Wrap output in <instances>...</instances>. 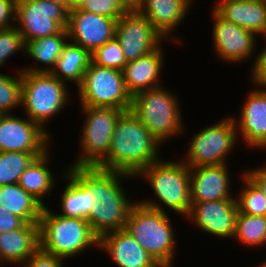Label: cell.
<instances>
[{"label": "cell", "mask_w": 266, "mask_h": 267, "mask_svg": "<svg viewBox=\"0 0 266 267\" xmlns=\"http://www.w3.org/2000/svg\"><path fill=\"white\" fill-rule=\"evenodd\" d=\"M66 168L95 196L96 204L90 208L87 216L95 235L100 238L106 233L125 229L129 211L135 200L133 202L128 198L121 181L131 178L133 180L135 177L98 167Z\"/></svg>", "instance_id": "cell-1"}, {"label": "cell", "mask_w": 266, "mask_h": 267, "mask_svg": "<svg viewBox=\"0 0 266 267\" xmlns=\"http://www.w3.org/2000/svg\"><path fill=\"white\" fill-rule=\"evenodd\" d=\"M160 145L131 110L125 111L114 128L108 155L96 167L136 177L161 160Z\"/></svg>", "instance_id": "cell-2"}, {"label": "cell", "mask_w": 266, "mask_h": 267, "mask_svg": "<svg viewBox=\"0 0 266 267\" xmlns=\"http://www.w3.org/2000/svg\"><path fill=\"white\" fill-rule=\"evenodd\" d=\"M139 178L148 182L158 199L157 202L152 198L139 200L141 204L158 211L171 209L178 215L188 216L191 209L190 168L182 160H159L135 177Z\"/></svg>", "instance_id": "cell-3"}, {"label": "cell", "mask_w": 266, "mask_h": 267, "mask_svg": "<svg viewBox=\"0 0 266 267\" xmlns=\"http://www.w3.org/2000/svg\"><path fill=\"white\" fill-rule=\"evenodd\" d=\"M40 248L63 259L76 257L87 248L97 247L99 238L87 219L55 214L45 206L39 220Z\"/></svg>", "instance_id": "cell-4"}, {"label": "cell", "mask_w": 266, "mask_h": 267, "mask_svg": "<svg viewBox=\"0 0 266 267\" xmlns=\"http://www.w3.org/2000/svg\"><path fill=\"white\" fill-rule=\"evenodd\" d=\"M167 212L147 207L139 201L132 205L125 229L161 267H173L176 242Z\"/></svg>", "instance_id": "cell-5"}, {"label": "cell", "mask_w": 266, "mask_h": 267, "mask_svg": "<svg viewBox=\"0 0 266 267\" xmlns=\"http://www.w3.org/2000/svg\"><path fill=\"white\" fill-rule=\"evenodd\" d=\"M179 102L176 93L160 86L133 95L130 110L142 121L152 136L160 144H164L173 136H180L185 132Z\"/></svg>", "instance_id": "cell-6"}, {"label": "cell", "mask_w": 266, "mask_h": 267, "mask_svg": "<svg viewBox=\"0 0 266 267\" xmlns=\"http://www.w3.org/2000/svg\"><path fill=\"white\" fill-rule=\"evenodd\" d=\"M21 81V106L26 117L48 132L45 125L71 100L67 83L50 72L21 71Z\"/></svg>", "instance_id": "cell-7"}, {"label": "cell", "mask_w": 266, "mask_h": 267, "mask_svg": "<svg viewBox=\"0 0 266 267\" xmlns=\"http://www.w3.org/2000/svg\"><path fill=\"white\" fill-rule=\"evenodd\" d=\"M80 108L85 116L79 142L81 150L68 167H96L108 155L114 128L125 110L88 106Z\"/></svg>", "instance_id": "cell-8"}, {"label": "cell", "mask_w": 266, "mask_h": 267, "mask_svg": "<svg viewBox=\"0 0 266 267\" xmlns=\"http://www.w3.org/2000/svg\"><path fill=\"white\" fill-rule=\"evenodd\" d=\"M76 88L80 106L131 109L132 95L126 88L121 70L91 62Z\"/></svg>", "instance_id": "cell-9"}, {"label": "cell", "mask_w": 266, "mask_h": 267, "mask_svg": "<svg viewBox=\"0 0 266 267\" xmlns=\"http://www.w3.org/2000/svg\"><path fill=\"white\" fill-rule=\"evenodd\" d=\"M237 128L233 116L222 118L190 138L184 159L189 168L228 164V156L238 143ZM235 144V145H234ZM227 157V158H226Z\"/></svg>", "instance_id": "cell-10"}, {"label": "cell", "mask_w": 266, "mask_h": 267, "mask_svg": "<svg viewBox=\"0 0 266 267\" xmlns=\"http://www.w3.org/2000/svg\"><path fill=\"white\" fill-rule=\"evenodd\" d=\"M69 10L48 0H16L15 27L25 44L62 33L68 25Z\"/></svg>", "instance_id": "cell-11"}, {"label": "cell", "mask_w": 266, "mask_h": 267, "mask_svg": "<svg viewBox=\"0 0 266 267\" xmlns=\"http://www.w3.org/2000/svg\"><path fill=\"white\" fill-rule=\"evenodd\" d=\"M115 38L127 62L158 49L162 40L167 41L138 11L126 12L117 20Z\"/></svg>", "instance_id": "cell-12"}, {"label": "cell", "mask_w": 266, "mask_h": 267, "mask_svg": "<svg viewBox=\"0 0 266 267\" xmlns=\"http://www.w3.org/2000/svg\"><path fill=\"white\" fill-rule=\"evenodd\" d=\"M49 133L28 117L5 114L0 120V152L45 153L51 144Z\"/></svg>", "instance_id": "cell-13"}, {"label": "cell", "mask_w": 266, "mask_h": 267, "mask_svg": "<svg viewBox=\"0 0 266 267\" xmlns=\"http://www.w3.org/2000/svg\"><path fill=\"white\" fill-rule=\"evenodd\" d=\"M211 16L212 20L214 19L212 42L218 58L225 63L234 64L247 62V59L252 60L256 47H258L257 35L235 23L224 20L213 9Z\"/></svg>", "instance_id": "cell-14"}, {"label": "cell", "mask_w": 266, "mask_h": 267, "mask_svg": "<svg viewBox=\"0 0 266 267\" xmlns=\"http://www.w3.org/2000/svg\"><path fill=\"white\" fill-rule=\"evenodd\" d=\"M117 19L75 8L69 10L66 27L69 41L91 53L115 38Z\"/></svg>", "instance_id": "cell-15"}, {"label": "cell", "mask_w": 266, "mask_h": 267, "mask_svg": "<svg viewBox=\"0 0 266 267\" xmlns=\"http://www.w3.org/2000/svg\"><path fill=\"white\" fill-rule=\"evenodd\" d=\"M238 207L236 199L191 202L187 216L203 232L222 238H233Z\"/></svg>", "instance_id": "cell-16"}, {"label": "cell", "mask_w": 266, "mask_h": 267, "mask_svg": "<svg viewBox=\"0 0 266 267\" xmlns=\"http://www.w3.org/2000/svg\"><path fill=\"white\" fill-rule=\"evenodd\" d=\"M239 118L233 119L245 145L266 151V91L254 88L245 96Z\"/></svg>", "instance_id": "cell-17"}, {"label": "cell", "mask_w": 266, "mask_h": 267, "mask_svg": "<svg viewBox=\"0 0 266 267\" xmlns=\"http://www.w3.org/2000/svg\"><path fill=\"white\" fill-rule=\"evenodd\" d=\"M228 164L190 168L191 202L235 199Z\"/></svg>", "instance_id": "cell-18"}, {"label": "cell", "mask_w": 266, "mask_h": 267, "mask_svg": "<svg viewBox=\"0 0 266 267\" xmlns=\"http://www.w3.org/2000/svg\"><path fill=\"white\" fill-rule=\"evenodd\" d=\"M98 249L118 267H161L126 229L102 235Z\"/></svg>", "instance_id": "cell-19"}, {"label": "cell", "mask_w": 266, "mask_h": 267, "mask_svg": "<svg viewBox=\"0 0 266 267\" xmlns=\"http://www.w3.org/2000/svg\"><path fill=\"white\" fill-rule=\"evenodd\" d=\"M162 45L136 60L129 61L122 70L128 92L133 96L141 91L154 89L160 86V77L163 71L164 56Z\"/></svg>", "instance_id": "cell-20"}, {"label": "cell", "mask_w": 266, "mask_h": 267, "mask_svg": "<svg viewBox=\"0 0 266 267\" xmlns=\"http://www.w3.org/2000/svg\"><path fill=\"white\" fill-rule=\"evenodd\" d=\"M212 8L224 20L266 36V4L260 0H217Z\"/></svg>", "instance_id": "cell-21"}, {"label": "cell", "mask_w": 266, "mask_h": 267, "mask_svg": "<svg viewBox=\"0 0 266 267\" xmlns=\"http://www.w3.org/2000/svg\"><path fill=\"white\" fill-rule=\"evenodd\" d=\"M193 2L194 0H142L138 12L145 16L165 39L170 40L174 30L188 15Z\"/></svg>", "instance_id": "cell-22"}, {"label": "cell", "mask_w": 266, "mask_h": 267, "mask_svg": "<svg viewBox=\"0 0 266 267\" xmlns=\"http://www.w3.org/2000/svg\"><path fill=\"white\" fill-rule=\"evenodd\" d=\"M40 248L39 224L26 223L22 228L0 233V265L20 267Z\"/></svg>", "instance_id": "cell-23"}, {"label": "cell", "mask_w": 266, "mask_h": 267, "mask_svg": "<svg viewBox=\"0 0 266 267\" xmlns=\"http://www.w3.org/2000/svg\"><path fill=\"white\" fill-rule=\"evenodd\" d=\"M50 149L43 155L36 157L31 164L20 175L18 184L36 198L44 207L47 205L46 198L51 197V193L57 184V179L48 168L50 163ZM56 179V180H55ZM55 184V185H54ZM44 199V200H43Z\"/></svg>", "instance_id": "cell-24"}, {"label": "cell", "mask_w": 266, "mask_h": 267, "mask_svg": "<svg viewBox=\"0 0 266 267\" xmlns=\"http://www.w3.org/2000/svg\"><path fill=\"white\" fill-rule=\"evenodd\" d=\"M91 62L89 50L68 41L50 73L60 81L72 82L78 87Z\"/></svg>", "instance_id": "cell-25"}, {"label": "cell", "mask_w": 266, "mask_h": 267, "mask_svg": "<svg viewBox=\"0 0 266 267\" xmlns=\"http://www.w3.org/2000/svg\"><path fill=\"white\" fill-rule=\"evenodd\" d=\"M0 206L28 224H39L44 206L18 183L0 186Z\"/></svg>", "instance_id": "cell-26"}, {"label": "cell", "mask_w": 266, "mask_h": 267, "mask_svg": "<svg viewBox=\"0 0 266 267\" xmlns=\"http://www.w3.org/2000/svg\"><path fill=\"white\" fill-rule=\"evenodd\" d=\"M68 33L65 29L62 33L52 36L35 39L26 43L25 55L31 59L39 61L43 66L22 67L21 71L27 72H51L55 67L58 57L61 55L64 46L69 41ZM46 66V67H45Z\"/></svg>", "instance_id": "cell-27"}, {"label": "cell", "mask_w": 266, "mask_h": 267, "mask_svg": "<svg viewBox=\"0 0 266 267\" xmlns=\"http://www.w3.org/2000/svg\"><path fill=\"white\" fill-rule=\"evenodd\" d=\"M65 170L63 175L68 184L61 193L60 211L62 213L59 215L87 219L90 208L96 204L95 196L68 169Z\"/></svg>", "instance_id": "cell-28"}, {"label": "cell", "mask_w": 266, "mask_h": 267, "mask_svg": "<svg viewBox=\"0 0 266 267\" xmlns=\"http://www.w3.org/2000/svg\"><path fill=\"white\" fill-rule=\"evenodd\" d=\"M233 239L242 246L263 247L266 244V216L238 212Z\"/></svg>", "instance_id": "cell-29"}, {"label": "cell", "mask_w": 266, "mask_h": 267, "mask_svg": "<svg viewBox=\"0 0 266 267\" xmlns=\"http://www.w3.org/2000/svg\"><path fill=\"white\" fill-rule=\"evenodd\" d=\"M44 153L0 152V186L18 183L31 162Z\"/></svg>", "instance_id": "cell-30"}, {"label": "cell", "mask_w": 266, "mask_h": 267, "mask_svg": "<svg viewBox=\"0 0 266 267\" xmlns=\"http://www.w3.org/2000/svg\"><path fill=\"white\" fill-rule=\"evenodd\" d=\"M240 175L244 187L235 197L238 212L247 215L266 216V198L263 193L244 173Z\"/></svg>", "instance_id": "cell-31"}, {"label": "cell", "mask_w": 266, "mask_h": 267, "mask_svg": "<svg viewBox=\"0 0 266 267\" xmlns=\"http://www.w3.org/2000/svg\"><path fill=\"white\" fill-rule=\"evenodd\" d=\"M17 74L14 77L0 73V110L4 114H11L14 108L21 107V69Z\"/></svg>", "instance_id": "cell-32"}, {"label": "cell", "mask_w": 266, "mask_h": 267, "mask_svg": "<svg viewBox=\"0 0 266 267\" xmlns=\"http://www.w3.org/2000/svg\"><path fill=\"white\" fill-rule=\"evenodd\" d=\"M92 63L108 68L123 70L128 63L116 38L96 48L92 53Z\"/></svg>", "instance_id": "cell-33"}, {"label": "cell", "mask_w": 266, "mask_h": 267, "mask_svg": "<svg viewBox=\"0 0 266 267\" xmlns=\"http://www.w3.org/2000/svg\"><path fill=\"white\" fill-rule=\"evenodd\" d=\"M26 44L15 26L0 29V66H5L8 59L16 52L24 53Z\"/></svg>", "instance_id": "cell-34"}, {"label": "cell", "mask_w": 266, "mask_h": 267, "mask_svg": "<svg viewBox=\"0 0 266 267\" xmlns=\"http://www.w3.org/2000/svg\"><path fill=\"white\" fill-rule=\"evenodd\" d=\"M79 9L117 20L127 12L118 0H85Z\"/></svg>", "instance_id": "cell-35"}, {"label": "cell", "mask_w": 266, "mask_h": 267, "mask_svg": "<svg viewBox=\"0 0 266 267\" xmlns=\"http://www.w3.org/2000/svg\"><path fill=\"white\" fill-rule=\"evenodd\" d=\"M254 58L250 70L252 72H249V74H251L250 81L254 83L253 85L254 87L256 86L255 88L266 91V43L265 47H261V50Z\"/></svg>", "instance_id": "cell-36"}, {"label": "cell", "mask_w": 266, "mask_h": 267, "mask_svg": "<svg viewBox=\"0 0 266 267\" xmlns=\"http://www.w3.org/2000/svg\"><path fill=\"white\" fill-rule=\"evenodd\" d=\"M65 259L47 253L39 248L24 263L23 267H63Z\"/></svg>", "instance_id": "cell-37"}, {"label": "cell", "mask_w": 266, "mask_h": 267, "mask_svg": "<svg viewBox=\"0 0 266 267\" xmlns=\"http://www.w3.org/2000/svg\"><path fill=\"white\" fill-rule=\"evenodd\" d=\"M15 13L16 0H0V29L15 26V23L12 22L15 21Z\"/></svg>", "instance_id": "cell-38"}, {"label": "cell", "mask_w": 266, "mask_h": 267, "mask_svg": "<svg viewBox=\"0 0 266 267\" xmlns=\"http://www.w3.org/2000/svg\"><path fill=\"white\" fill-rule=\"evenodd\" d=\"M26 222L0 206V233L22 228Z\"/></svg>", "instance_id": "cell-39"}, {"label": "cell", "mask_w": 266, "mask_h": 267, "mask_svg": "<svg viewBox=\"0 0 266 267\" xmlns=\"http://www.w3.org/2000/svg\"><path fill=\"white\" fill-rule=\"evenodd\" d=\"M243 173L260 189L266 198V164L259 168L245 170Z\"/></svg>", "instance_id": "cell-40"}, {"label": "cell", "mask_w": 266, "mask_h": 267, "mask_svg": "<svg viewBox=\"0 0 266 267\" xmlns=\"http://www.w3.org/2000/svg\"><path fill=\"white\" fill-rule=\"evenodd\" d=\"M121 6L127 11H138L142 0H118Z\"/></svg>", "instance_id": "cell-41"}, {"label": "cell", "mask_w": 266, "mask_h": 267, "mask_svg": "<svg viewBox=\"0 0 266 267\" xmlns=\"http://www.w3.org/2000/svg\"><path fill=\"white\" fill-rule=\"evenodd\" d=\"M85 0H67V9L72 10L79 8Z\"/></svg>", "instance_id": "cell-42"}, {"label": "cell", "mask_w": 266, "mask_h": 267, "mask_svg": "<svg viewBox=\"0 0 266 267\" xmlns=\"http://www.w3.org/2000/svg\"><path fill=\"white\" fill-rule=\"evenodd\" d=\"M48 1L60 4V5H64L67 8V0H48Z\"/></svg>", "instance_id": "cell-43"}, {"label": "cell", "mask_w": 266, "mask_h": 267, "mask_svg": "<svg viewBox=\"0 0 266 267\" xmlns=\"http://www.w3.org/2000/svg\"><path fill=\"white\" fill-rule=\"evenodd\" d=\"M258 267H266V260L263 261L261 264L259 263Z\"/></svg>", "instance_id": "cell-44"}, {"label": "cell", "mask_w": 266, "mask_h": 267, "mask_svg": "<svg viewBox=\"0 0 266 267\" xmlns=\"http://www.w3.org/2000/svg\"><path fill=\"white\" fill-rule=\"evenodd\" d=\"M5 114L0 110V120Z\"/></svg>", "instance_id": "cell-45"}, {"label": "cell", "mask_w": 266, "mask_h": 267, "mask_svg": "<svg viewBox=\"0 0 266 267\" xmlns=\"http://www.w3.org/2000/svg\"><path fill=\"white\" fill-rule=\"evenodd\" d=\"M261 2H263L264 4H266V0H260Z\"/></svg>", "instance_id": "cell-46"}]
</instances>
